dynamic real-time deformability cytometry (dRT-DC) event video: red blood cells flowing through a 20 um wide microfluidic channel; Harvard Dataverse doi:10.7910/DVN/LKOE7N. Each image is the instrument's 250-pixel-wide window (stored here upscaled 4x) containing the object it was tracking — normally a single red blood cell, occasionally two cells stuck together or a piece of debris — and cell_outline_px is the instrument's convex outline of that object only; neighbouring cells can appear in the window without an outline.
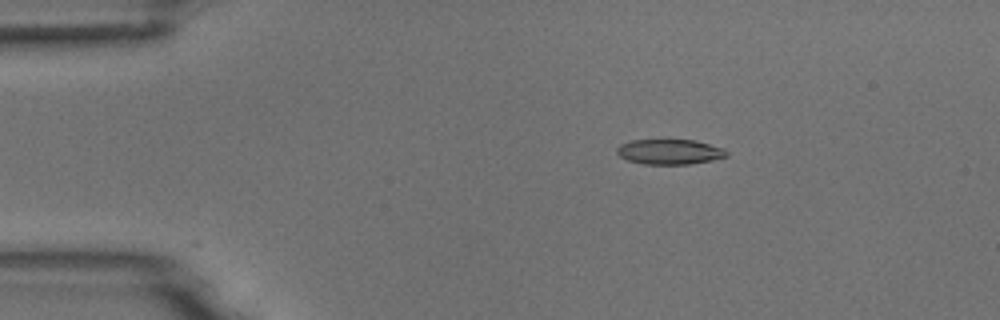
{"species": "common noctule bat (a hibernating species)", "species_latin": "Nyctalus noctula", "temperature_condition": "room temperature", "stored_images_in_passage": 27, "camera_frame_rate_fps": 3000, "um_per_image_px": 0.085, "animal": {"sex": "male", "body_mass_g": 18.8}, "frame": {"image": 1, "passage_image": 1, "time_ms": 0.0, "image_size_px": [1000, 320], "cell_outline_px": [[728, 156], [712, 160], [692, 164], [644, 164], [628, 160], [620, 156], [616, 152], [616, 148], [620, 144], [632, 140], [696, 140], [724, 148], [728, 152]], "centroid_in_image_um": [56.94, 12.9], "position_along_channel_um": 28.1, "area_um2": 16.13}}
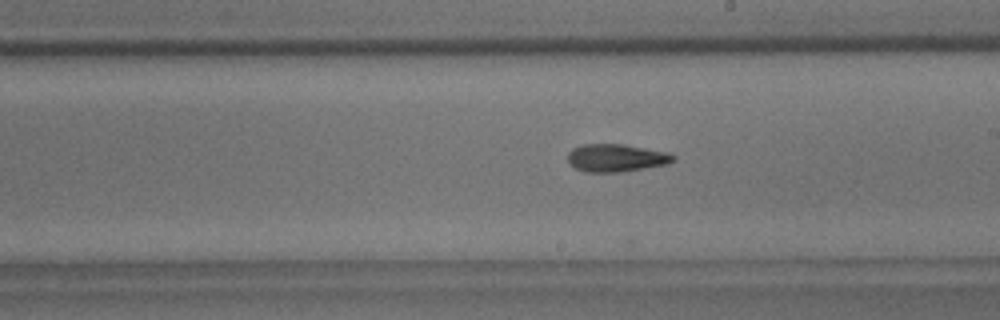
{"frame": {"image": 2, "passage_image": 22, "time_ms": 7.0, "image_size_px": [1000, 320], "cell_outline_px": [[676, 160], [668, 164], [620, 172], [584, 172], [568, 164], [568, 152], [572, 148], [584, 144], [624, 144], [668, 152], [676, 156]], "centroid_in_image_um": [52.38, 13.42], "position_along_channel_um": 236.6, "area_um2": 17.22}}
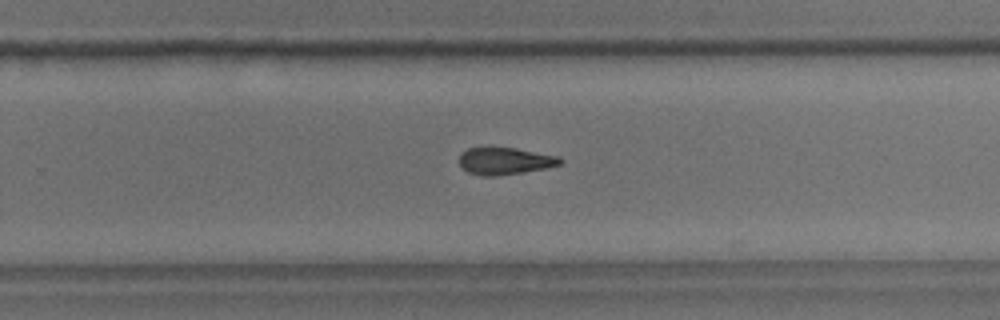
{"frame": {"image": 3, "passage_image": 26, "time_ms": 8.333, "image_size_px": [1000, 320], "cell_outline_px": [[564, 160], [560, 164], [548, 168], [524, 172], [496, 176], [480, 176], [468, 172], [460, 164], [460, 152], [468, 148], [488, 144], [516, 148], [560, 156]], "centroid_in_image_um": [42.9, 13.64], "position_along_channel_um": 286.9, "area_um2": 16.7}}